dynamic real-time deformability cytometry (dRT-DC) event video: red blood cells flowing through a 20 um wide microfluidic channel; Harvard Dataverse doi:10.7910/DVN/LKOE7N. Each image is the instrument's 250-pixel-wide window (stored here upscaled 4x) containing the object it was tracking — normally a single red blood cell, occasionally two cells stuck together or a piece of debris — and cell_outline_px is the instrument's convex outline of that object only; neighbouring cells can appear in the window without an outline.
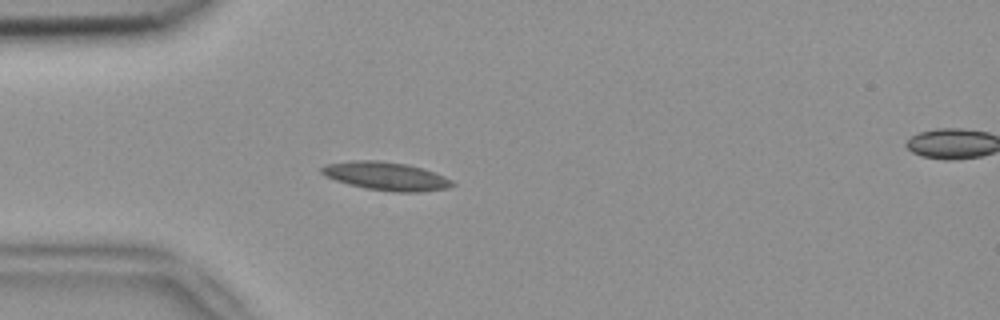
{"species": "common noctule bat (a hibernating species)", "species_latin": "Nyctalus noctula", "temperature_condition": "room temperature", "stored_images_in_passage": 6, "camera_frame_rate_fps": 3000, "um_per_image_px": 0.085, "animal": {"sex": "female", "body_mass_g": 18.4}, "frame": {"image": 1, "passage_image": 5, "time_ms": 1.333, "image_size_px": [1000, 320], "cell_outline_px": [[456, 184], [448, 188], [420, 192], [396, 192], [364, 188], [348, 184], [324, 176], [320, 172], [320, 168], [324, 164], [352, 160], [380, 160], [408, 164], [444, 176], [452, 180]], "centroid_in_image_um": [32.78, 14.97], "position_along_channel_um": 52.2, "area_um2": 21.68}}